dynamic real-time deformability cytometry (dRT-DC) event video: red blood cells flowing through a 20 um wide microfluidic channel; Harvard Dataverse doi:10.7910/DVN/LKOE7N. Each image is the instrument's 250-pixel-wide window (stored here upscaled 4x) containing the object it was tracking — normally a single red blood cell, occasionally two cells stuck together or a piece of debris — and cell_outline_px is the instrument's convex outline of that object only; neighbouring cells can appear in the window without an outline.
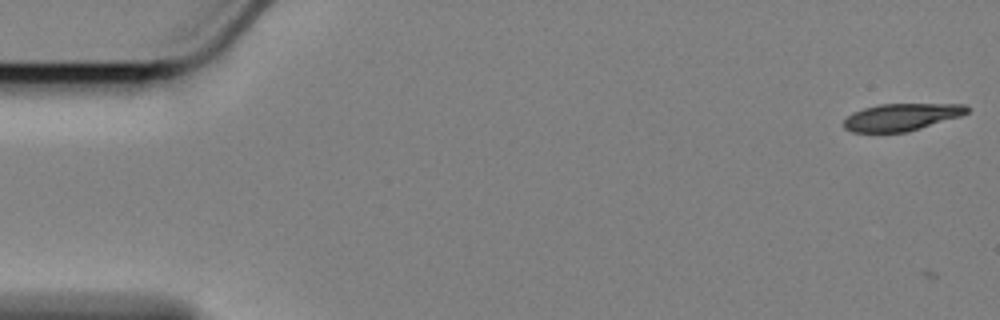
{"species": "Egyptian fruit bat (a non-hibernating species)", "species_latin": "Rousettus aegyptiacus", "temperature_condition": "cold", "stored_images_in_passage": 3, "camera_frame_rate_fps": 3000, "um_per_image_px": 0.085, "animal": {"sex": "female"}, "frame": {"image": 1, "passage_image": 2, "time_ms": 0.333, "image_size_px": [1000, 320], "cell_outline_px": [[972, 108], [968, 112], [960, 116], [908, 132], [852, 132], [844, 128], [844, 120], [852, 112], [864, 108], [880, 104], [964, 104]], "centroid_in_image_um": [76.64, 9.95], "position_along_channel_um": 8.4, "area_um2": 19.54}}